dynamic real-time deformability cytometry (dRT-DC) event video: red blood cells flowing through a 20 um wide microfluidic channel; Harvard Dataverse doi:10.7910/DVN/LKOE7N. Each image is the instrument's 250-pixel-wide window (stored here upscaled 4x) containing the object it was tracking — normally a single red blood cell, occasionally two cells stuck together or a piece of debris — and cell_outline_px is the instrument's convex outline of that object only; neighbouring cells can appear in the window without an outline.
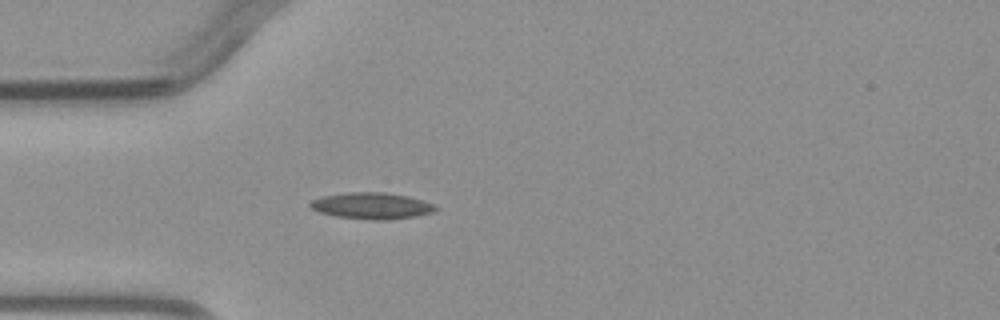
{"species": "common noctule bat (a hibernating species)", "species_latin": "Nyctalus noctula", "temperature_condition": "warm", "stored_images_in_passage": 3, "camera_frame_rate_fps": 3000, "um_per_image_px": 0.085, "animal": {"sex": "male", "body_mass_g": 23.1, "forearm_length_mm": 52.7}, "frame": {"image": 1, "passage_image": 3, "time_ms": 3.0, "image_size_px": [1000, 320], "cell_outline_px": [[440, 208], [432, 212], [416, 216], [384, 220], [368, 220], [336, 216], [320, 212], [308, 208], [308, 204], [312, 200], [320, 196], [348, 192], [384, 192], [408, 196], [436, 204]], "centroid_in_image_um": [31.58, 17.49], "position_along_channel_um": 53.4, "area_um2": 19.54}}